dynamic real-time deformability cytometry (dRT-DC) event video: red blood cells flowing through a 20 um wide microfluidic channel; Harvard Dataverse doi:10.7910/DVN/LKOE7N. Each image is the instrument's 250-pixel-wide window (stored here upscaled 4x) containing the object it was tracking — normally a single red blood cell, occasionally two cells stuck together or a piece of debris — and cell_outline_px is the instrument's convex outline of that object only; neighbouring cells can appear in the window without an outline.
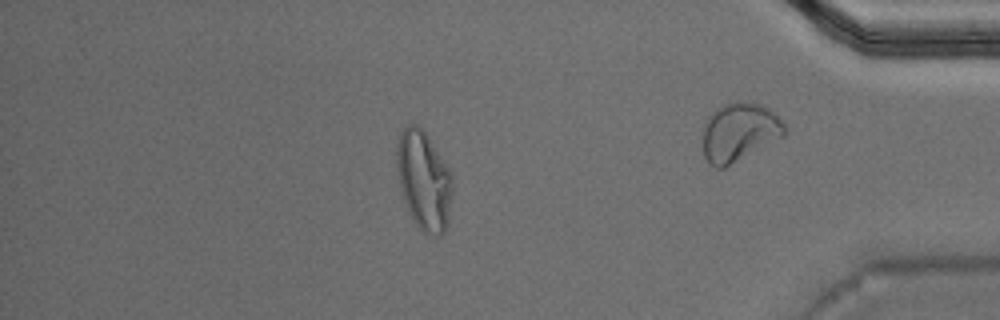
{"species": "Egyptian fruit bat (a non-hibernating species)", "species_latin": "Rousettus aegyptiacus", "temperature_condition": "warm", "stored_images_in_passage": 35, "camera_frame_rate_fps": 3000, "um_per_image_px": 0.085, "animal": {"sex": "male"}, "frame": {"image": 1, "passage_image": 30, "time_ms": 9.667, "image_size_px": [1000, 320], "cell_outline_px": [[452, 192], [448, 224], [444, 232], [440, 236], [436, 236], [424, 232], [416, 224], [408, 212], [400, 188], [396, 164], [396, 144], [400, 132], [408, 124], [416, 124], [424, 128], [452, 172]], "centroid_in_image_um": [36.03, 15.29], "position_along_channel_um": 399.2, "area_um2": 32.71}}